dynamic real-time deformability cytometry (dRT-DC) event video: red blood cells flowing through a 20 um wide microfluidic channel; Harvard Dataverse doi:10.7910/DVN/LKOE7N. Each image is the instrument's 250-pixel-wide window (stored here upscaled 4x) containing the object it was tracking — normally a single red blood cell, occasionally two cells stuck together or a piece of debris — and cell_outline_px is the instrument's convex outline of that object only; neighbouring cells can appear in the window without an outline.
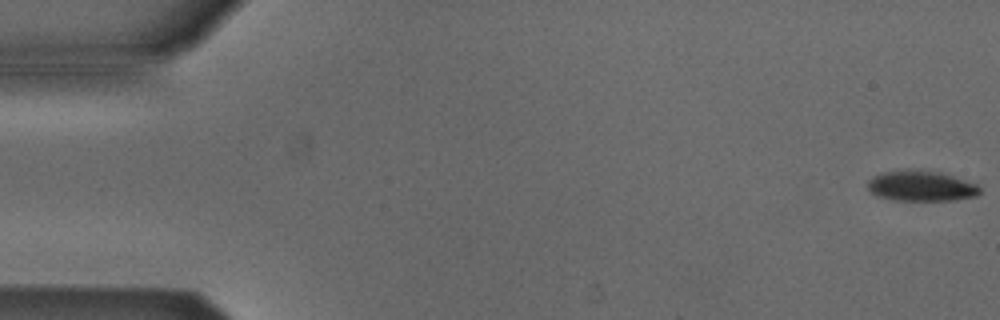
{"species": "Egyptian fruit bat (a non-hibernating species)", "species_latin": "Rousettus aegyptiacus", "temperature_condition": "cold", "stored_images_in_passage": 9, "camera_frame_rate_fps": 3000, "um_per_image_px": 0.085, "animal": {"sex": "male"}, "frame": {"image": 1, "passage_image": 1, "time_ms": 0.0, "image_size_px": [1000, 320], "cell_outline_px": [[980, 192], [976, 196], [956, 200], [892, 200], [876, 196], [868, 188], [868, 180], [872, 176], [884, 172], [908, 168], [940, 172], [976, 184], [980, 188]], "centroid_in_image_um": [78.26, 15.8], "position_along_channel_um": 6.7, "area_um2": 20.0}}